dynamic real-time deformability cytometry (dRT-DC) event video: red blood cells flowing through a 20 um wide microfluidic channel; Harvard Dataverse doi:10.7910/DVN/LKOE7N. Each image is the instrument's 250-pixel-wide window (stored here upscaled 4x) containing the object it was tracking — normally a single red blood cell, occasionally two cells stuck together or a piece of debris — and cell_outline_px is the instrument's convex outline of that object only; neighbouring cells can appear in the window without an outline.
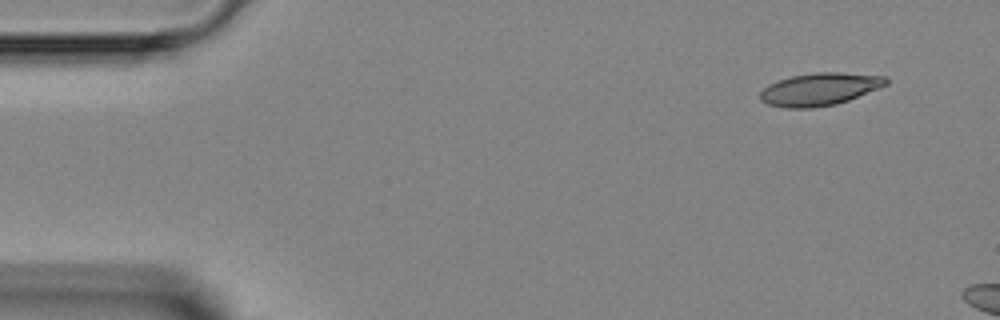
{"species": "Egyptian fruit bat (a non-hibernating species)", "species_latin": "Rousettus aegyptiacus", "temperature_condition": "room temperature", "stored_images_in_passage": 3, "camera_frame_rate_fps": 3000, "um_per_image_px": 0.085, "animal": {"sex": "female"}, "frame": {"image": 1, "passage_image": 1, "time_ms": 0.0, "image_size_px": [1000, 320], "cell_outline_px": [[888, 84], [880, 88], [848, 100], [836, 104], [812, 108], [788, 108], [768, 104], [760, 100], [760, 92], [768, 84], [776, 80], [792, 76], [816, 72], [840, 72], [884, 76], [888, 80]], "centroid_in_image_um": [69.66, 7.58], "position_along_channel_um": 15.3, "area_um2": 23.93}}